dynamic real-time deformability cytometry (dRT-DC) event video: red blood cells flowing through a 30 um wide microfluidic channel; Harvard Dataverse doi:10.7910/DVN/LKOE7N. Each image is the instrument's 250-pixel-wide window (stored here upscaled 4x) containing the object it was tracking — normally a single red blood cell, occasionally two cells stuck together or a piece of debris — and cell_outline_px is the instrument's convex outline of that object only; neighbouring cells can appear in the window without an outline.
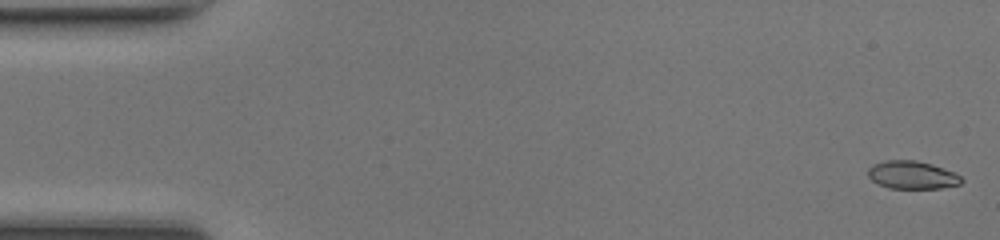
{"species": "common noctule bat (a hibernating species)", "species_latin": "Nyctalus noctula", "temperature_condition": "room temperature", "stored_images_in_passage": 49, "segment_of_instrument_passage": [1, 2], "camera_frame_rate_fps": 3000, "um_per_image_px": 0.085, "animal": {"sex": "female", "body_mass_g": 17.0, "forearm_length_mm": 48.0}, "frame": {"image": 1, "passage_image": 1, "time_ms": 0.0, "image_size_px": [1000, 240], "cell_outline_px": [[964, 180], [960, 184], [940, 188], [888, 188], [872, 180], [868, 176], [868, 168], [872, 164], [884, 160], [916, 160], [932, 164], [956, 172]], "centroid_in_image_um": [77.54, 14.86], "position_along_channel_um": 7.5, "area_um2": 15.32}}
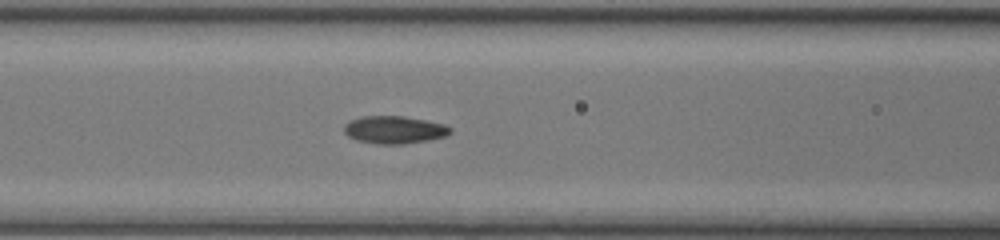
{"frame": {"image": 2, "passage_image": 20, "time_ms": 6.333, "image_size_px": [1000, 240], "cell_outline_px": [[452, 132], [444, 136], [428, 140], [404, 144], [376, 144], [356, 140], [348, 136], [344, 132], [344, 124], [352, 120], [364, 116], [404, 116], [444, 124], [452, 128]], "centroid_in_image_um": [33.51, 11.04], "position_along_channel_um": 133.1, "area_um2": 17.05}}
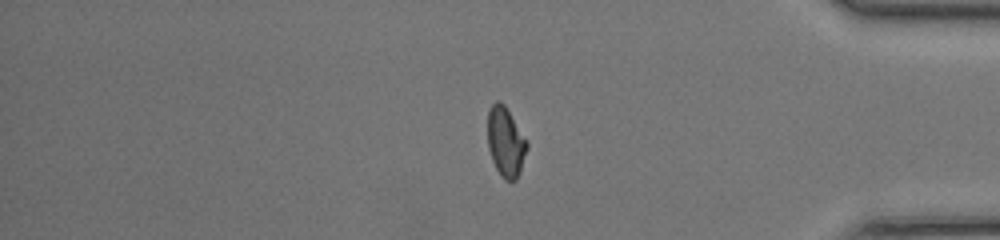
{"frame": {"image": 3, "passage_image": 40, "time_ms": 13.0, "image_size_px": [1000, 240], "cell_outline_px": [[528, 148], [520, 172], [516, 180], [504, 180], [500, 176], [492, 160], [488, 148], [488, 112], [492, 104], [496, 100], [500, 100], [504, 104], [528, 144]], "centroid_in_image_um": [42.97, 12.09], "position_along_channel_um": 392.2, "area_um2": 15.84}}